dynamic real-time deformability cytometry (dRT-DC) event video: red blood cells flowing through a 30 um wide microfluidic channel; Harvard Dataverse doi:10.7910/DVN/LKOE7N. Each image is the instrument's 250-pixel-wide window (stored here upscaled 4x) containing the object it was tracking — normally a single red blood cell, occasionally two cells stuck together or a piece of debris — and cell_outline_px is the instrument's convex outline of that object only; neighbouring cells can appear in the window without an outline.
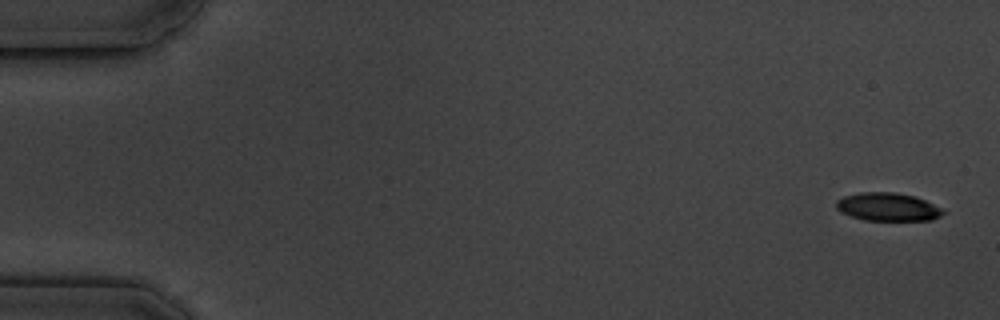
{"species": "common noctule bat (a hibernating species)", "species_latin": "Nyctalus noctula", "temperature_condition": "cold", "stored_images_in_passage": 7, "camera_frame_rate_fps": 3000, "um_per_image_px": 0.085, "animal": {"sex": "male", "body_mass_g": 19.5, "forearm_length_mm": 54.6}, "frame": {"image": 1, "passage_image": 1, "time_ms": 0.0, "image_size_px": [1000, 320], "cell_outline_px": [[948, 212], [932, 220], [864, 220], [840, 212], [836, 208], [836, 200], [844, 196], [860, 192], [896, 192], [916, 196], [944, 208]], "centroid_in_image_um": [75.51, 17.58], "position_along_channel_um": 9.5, "area_um2": 17.8}}
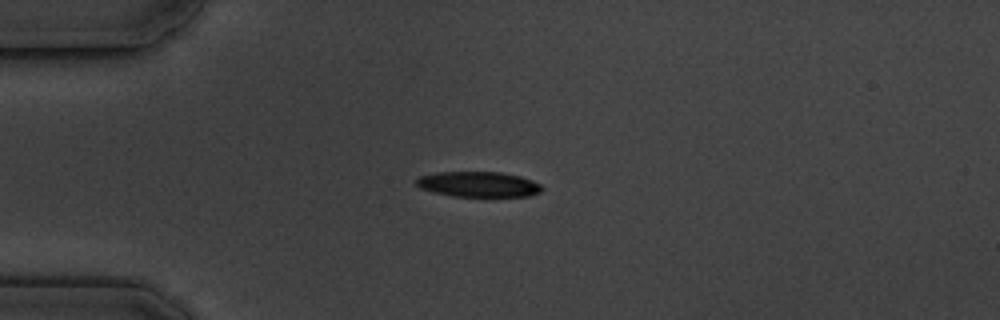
{"frame": {"image": 2, "passage_image": 4, "time_ms": 4.333, "image_size_px": [1000, 320], "cell_outline_px": [[544, 188], [540, 192], [528, 196], [452, 196], [420, 188], [416, 184], [416, 180], [420, 176], [436, 172], [500, 172], [520, 176], [532, 180], [540, 184]], "centroid_in_image_um": [40.68, 15.66], "position_along_channel_um": 44.3, "area_um2": 18.44}}